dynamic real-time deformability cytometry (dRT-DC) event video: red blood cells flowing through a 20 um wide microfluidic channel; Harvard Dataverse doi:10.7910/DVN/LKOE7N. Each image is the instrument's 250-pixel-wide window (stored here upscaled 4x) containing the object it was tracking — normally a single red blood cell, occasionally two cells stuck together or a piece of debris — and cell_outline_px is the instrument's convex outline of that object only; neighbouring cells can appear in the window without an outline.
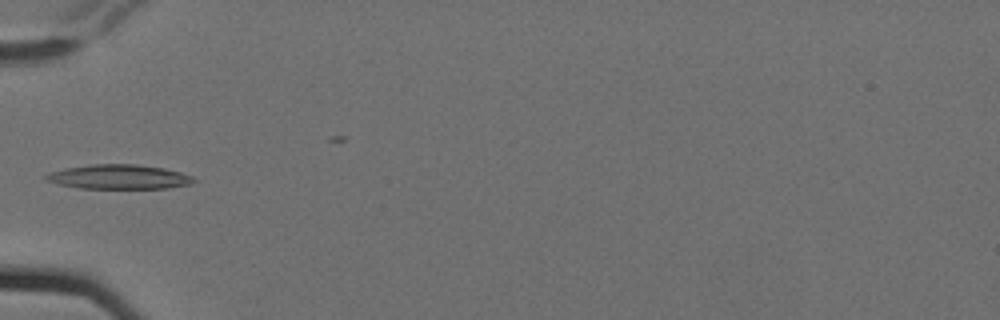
{"species": "Egyptian fruit bat (a non-hibernating species)", "species_latin": "Rousettus aegyptiacus", "temperature_condition": "cold", "stored_images_in_passage": 2, "camera_frame_rate_fps": 3000, "um_per_image_px": 0.085, "animal": {"sex": "female"}, "frame": {"image": 1, "passage_image": 2, "time_ms": 0.333, "image_size_px": [1000, 320], "cell_outline_px": [[196, 180], [192, 184], [168, 188], [80, 188], [60, 184], [44, 180], [44, 176], [48, 172], [64, 168], [92, 164], [136, 164], [164, 168], [180, 172], [192, 176]], "centroid_in_image_um": [10.1, 15.03], "position_along_channel_um": 74.9, "area_um2": 21.1}}